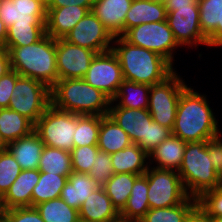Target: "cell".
<instances>
[{
  "label": "cell",
  "mask_w": 222,
  "mask_h": 222,
  "mask_svg": "<svg viewBox=\"0 0 222 222\" xmlns=\"http://www.w3.org/2000/svg\"><path fill=\"white\" fill-rule=\"evenodd\" d=\"M68 176L40 172V178L32 192V207L60 197Z\"/></svg>",
  "instance_id": "33"
},
{
  "label": "cell",
  "mask_w": 222,
  "mask_h": 222,
  "mask_svg": "<svg viewBox=\"0 0 222 222\" xmlns=\"http://www.w3.org/2000/svg\"><path fill=\"white\" fill-rule=\"evenodd\" d=\"M220 187H222V171L220 172Z\"/></svg>",
  "instance_id": "59"
},
{
  "label": "cell",
  "mask_w": 222,
  "mask_h": 222,
  "mask_svg": "<svg viewBox=\"0 0 222 222\" xmlns=\"http://www.w3.org/2000/svg\"><path fill=\"white\" fill-rule=\"evenodd\" d=\"M6 149V144L3 142L1 136H0V151Z\"/></svg>",
  "instance_id": "53"
},
{
  "label": "cell",
  "mask_w": 222,
  "mask_h": 222,
  "mask_svg": "<svg viewBox=\"0 0 222 222\" xmlns=\"http://www.w3.org/2000/svg\"><path fill=\"white\" fill-rule=\"evenodd\" d=\"M113 222H135V221H131V220H125V219H122V218H119Z\"/></svg>",
  "instance_id": "54"
},
{
  "label": "cell",
  "mask_w": 222,
  "mask_h": 222,
  "mask_svg": "<svg viewBox=\"0 0 222 222\" xmlns=\"http://www.w3.org/2000/svg\"><path fill=\"white\" fill-rule=\"evenodd\" d=\"M0 222H8V220L2 215L0 217Z\"/></svg>",
  "instance_id": "56"
},
{
  "label": "cell",
  "mask_w": 222,
  "mask_h": 222,
  "mask_svg": "<svg viewBox=\"0 0 222 222\" xmlns=\"http://www.w3.org/2000/svg\"><path fill=\"white\" fill-rule=\"evenodd\" d=\"M198 208L209 218H222V187L204 193L198 199Z\"/></svg>",
  "instance_id": "40"
},
{
  "label": "cell",
  "mask_w": 222,
  "mask_h": 222,
  "mask_svg": "<svg viewBox=\"0 0 222 222\" xmlns=\"http://www.w3.org/2000/svg\"><path fill=\"white\" fill-rule=\"evenodd\" d=\"M11 69L20 76L40 81L52 88L59 80L56 61V39L45 34L39 41L27 46H5Z\"/></svg>",
  "instance_id": "3"
},
{
  "label": "cell",
  "mask_w": 222,
  "mask_h": 222,
  "mask_svg": "<svg viewBox=\"0 0 222 222\" xmlns=\"http://www.w3.org/2000/svg\"><path fill=\"white\" fill-rule=\"evenodd\" d=\"M99 151L97 145L74 147L71 150L72 168L74 172L89 173Z\"/></svg>",
  "instance_id": "39"
},
{
  "label": "cell",
  "mask_w": 222,
  "mask_h": 222,
  "mask_svg": "<svg viewBox=\"0 0 222 222\" xmlns=\"http://www.w3.org/2000/svg\"><path fill=\"white\" fill-rule=\"evenodd\" d=\"M22 169L14 156L7 150L0 151V199L17 179Z\"/></svg>",
  "instance_id": "38"
},
{
  "label": "cell",
  "mask_w": 222,
  "mask_h": 222,
  "mask_svg": "<svg viewBox=\"0 0 222 222\" xmlns=\"http://www.w3.org/2000/svg\"><path fill=\"white\" fill-rule=\"evenodd\" d=\"M44 222H80L79 211L60 197L35 206Z\"/></svg>",
  "instance_id": "34"
},
{
  "label": "cell",
  "mask_w": 222,
  "mask_h": 222,
  "mask_svg": "<svg viewBox=\"0 0 222 222\" xmlns=\"http://www.w3.org/2000/svg\"><path fill=\"white\" fill-rule=\"evenodd\" d=\"M172 135V130L152 121L148 124L147 140H142L139 146L148 155L166 138Z\"/></svg>",
  "instance_id": "42"
},
{
  "label": "cell",
  "mask_w": 222,
  "mask_h": 222,
  "mask_svg": "<svg viewBox=\"0 0 222 222\" xmlns=\"http://www.w3.org/2000/svg\"><path fill=\"white\" fill-rule=\"evenodd\" d=\"M3 216L8 222H44L35 207H18L3 210Z\"/></svg>",
  "instance_id": "43"
},
{
  "label": "cell",
  "mask_w": 222,
  "mask_h": 222,
  "mask_svg": "<svg viewBox=\"0 0 222 222\" xmlns=\"http://www.w3.org/2000/svg\"><path fill=\"white\" fill-rule=\"evenodd\" d=\"M177 172L187 194L195 199L220 186V175L209 158L207 141L186 143L183 161Z\"/></svg>",
  "instance_id": "5"
},
{
  "label": "cell",
  "mask_w": 222,
  "mask_h": 222,
  "mask_svg": "<svg viewBox=\"0 0 222 222\" xmlns=\"http://www.w3.org/2000/svg\"><path fill=\"white\" fill-rule=\"evenodd\" d=\"M7 38V27L4 22L0 19V49L5 48Z\"/></svg>",
  "instance_id": "51"
},
{
  "label": "cell",
  "mask_w": 222,
  "mask_h": 222,
  "mask_svg": "<svg viewBox=\"0 0 222 222\" xmlns=\"http://www.w3.org/2000/svg\"><path fill=\"white\" fill-rule=\"evenodd\" d=\"M83 79L111 100L117 95L124 79L120 62L112 49L95 55Z\"/></svg>",
  "instance_id": "12"
},
{
  "label": "cell",
  "mask_w": 222,
  "mask_h": 222,
  "mask_svg": "<svg viewBox=\"0 0 222 222\" xmlns=\"http://www.w3.org/2000/svg\"><path fill=\"white\" fill-rule=\"evenodd\" d=\"M186 222H211V220L197 207L187 218Z\"/></svg>",
  "instance_id": "50"
},
{
  "label": "cell",
  "mask_w": 222,
  "mask_h": 222,
  "mask_svg": "<svg viewBox=\"0 0 222 222\" xmlns=\"http://www.w3.org/2000/svg\"><path fill=\"white\" fill-rule=\"evenodd\" d=\"M12 92L8 108L34 124L51 104L50 88L29 77L19 76Z\"/></svg>",
  "instance_id": "8"
},
{
  "label": "cell",
  "mask_w": 222,
  "mask_h": 222,
  "mask_svg": "<svg viewBox=\"0 0 222 222\" xmlns=\"http://www.w3.org/2000/svg\"><path fill=\"white\" fill-rule=\"evenodd\" d=\"M38 170L44 173L69 176L73 172L71 153L58 148L44 146Z\"/></svg>",
  "instance_id": "31"
},
{
  "label": "cell",
  "mask_w": 222,
  "mask_h": 222,
  "mask_svg": "<svg viewBox=\"0 0 222 222\" xmlns=\"http://www.w3.org/2000/svg\"><path fill=\"white\" fill-rule=\"evenodd\" d=\"M97 53L76 46L64 38L56 39V61L59 80L84 78Z\"/></svg>",
  "instance_id": "14"
},
{
  "label": "cell",
  "mask_w": 222,
  "mask_h": 222,
  "mask_svg": "<svg viewBox=\"0 0 222 222\" xmlns=\"http://www.w3.org/2000/svg\"><path fill=\"white\" fill-rule=\"evenodd\" d=\"M3 215V209H2V206H1V200H0V217Z\"/></svg>",
  "instance_id": "58"
},
{
  "label": "cell",
  "mask_w": 222,
  "mask_h": 222,
  "mask_svg": "<svg viewBox=\"0 0 222 222\" xmlns=\"http://www.w3.org/2000/svg\"><path fill=\"white\" fill-rule=\"evenodd\" d=\"M41 1L45 6L48 4L49 0H39Z\"/></svg>",
  "instance_id": "57"
},
{
  "label": "cell",
  "mask_w": 222,
  "mask_h": 222,
  "mask_svg": "<svg viewBox=\"0 0 222 222\" xmlns=\"http://www.w3.org/2000/svg\"><path fill=\"white\" fill-rule=\"evenodd\" d=\"M165 7L199 6L198 0H166Z\"/></svg>",
  "instance_id": "49"
},
{
  "label": "cell",
  "mask_w": 222,
  "mask_h": 222,
  "mask_svg": "<svg viewBox=\"0 0 222 222\" xmlns=\"http://www.w3.org/2000/svg\"><path fill=\"white\" fill-rule=\"evenodd\" d=\"M11 69V61L10 55L7 49H0V78L10 72Z\"/></svg>",
  "instance_id": "47"
},
{
  "label": "cell",
  "mask_w": 222,
  "mask_h": 222,
  "mask_svg": "<svg viewBox=\"0 0 222 222\" xmlns=\"http://www.w3.org/2000/svg\"><path fill=\"white\" fill-rule=\"evenodd\" d=\"M132 144L128 134L108 115L100 116L98 148L108 154L116 153Z\"/></svg>",
  "instance_id": "26"
},
{
  "label": "cell",
  "mask_w": 222,
  "mask_h": 222,
  "mask_svg": "<svg viewBox=\"0 0 222 222\" xmlns=\"http://www.w3.org/2000/svg\"><path fill=\"white\" fill-rule=\"evenodd\" d=\"M94 0H49L46 8H61L64 6H81L92 10Z\"/></svg>",
  "instance_id": "46"
},
{
  "label": "cell",
  "mask_w": 222,
  "mask_h": 222,
  "mask_svg": "<svg viewBox=\"0 0 222 222\" xmlns=\"http://www.w3.org/2000/svg\"><path fill=\"white\" fill-rule=\"evenodd\" d=\"M186 142L178 136L170 135L162 143H160L150 154L149 157L154 158L149 162V166L153 164V160L157 162V169H166L178 171L183 161V155Z\"/></svg>",
  "instance_id": "22"
},
{
  "label": "cell",
  "mask_w": 222,
  "mask_h": 222,
  "mask_svg": "<svg viewBox=\"0 0 222 222\" xmlns=\"http://www.w3.org/2000/svg\"><path fill=\"white\" fill-rule=\"evenodd\" d=\"M40 178L38 169L22 170L5 195L0 199L3 210L31 207L32 192Z\"/></svg>",
  "instance_id": "20"
},
{
  "label": "cell",
  "mask_w": 222,
  "mask_h": 222,
  "mask_svg": "<svg viewBox=\"0 0 222 222\" xmlns=\"http://www.w3.org/2000/svg\"><path fill=\"white\" fill-rule=\"evenodd\" d=\"M208 155L213 167L219 172L222 171V141L218 135L207 141Z\"/></svg>",
  "instance_id": "45"
},
{
  "label": "cell",
  "mask_w": 222,
  "mask_h": 222,
  "mask_svg": "<svg viewBox=\"0 0 222 222\" xmlns=\"http://www.w3.org/2000/svg\"><path fill=\"white\" fill-rule=\"evenodd\" d=\"M113 104L110 103L108 116L128 134L132 144L147 140L148 124L153 121L148 109L112 107Z\"/></svg>",
  "instance_id": "16"
},
{
  "label": "cell",
  "mask_w": 222,
  "mask_h": 222,
  "mask_svg": "<svg viewBox=\"0 0 222 222\" xmlns=\"http://www.w3.org/2000/svg\"><path fill=\"white\" fill-rule=\"evenodd\" d=\"M133 0H94L92 12L113 37L124 35L126 14Z\"/></svg>",
  "instance_id": "17"
},
{
  "label": "cell",
  "mask_w": 222,
  "mask_h": 222,
  "mask_svg": "<svg viewBox=\"0 0 222 222\" xmlns=\"http://www.w3.org/2000/svg\"><path fill=\"white\" fill-rule=\"evenodd\" d=\"M45 34V25L12 24L7 28L5 46H27L39 41Z\"/></svg>",
  "instance_id": "36"
},
{
  "label": "cell",
  "mask_w": 222,
  "mask_h": 222,
  "mask_svg": "<svg viewBox=\"0 0 222 222\" xmlns=\"http://www.w3.org/2000/svg\"><path fill=\"white\" fill-rule=\"evenodd\" d=\"M51 104L78 115H108L111 99L83 78L58 80L50 89Z\"/></svg>",
  "instance_id": "4"
},
{
  "label": "cell",
  "mask_w": 222,
  "mask_h": 222,
  "mask_svg": "<svg viewBox=\"0 0 222 222\" xmlns=\"http://www.w3.org/2000/svg\"><path fill=\"white\" fill-rule=\"evenodd\" d=\"M151 85L123 80L117 95L111 102L119 101L113 107H125L128 109H148L149 91Z\"/></svg>",
  "instance_id": "29"
},
{
  "label": "cell",
  "mask_w": 222,
  "mask_h": 222,
  "mask_svg": "<svg viewBox=\"0 0 222 222\" xmlns=\"http://www.w3.org/2000/svg\"><path fill=\"white\" fill-rule=\"evenodd\" d=\"M174 72L166 80L151 86L148 111L154 122L173 129L178 101L181 93L188 87L185 81Z\"/></svg>",
  "instance_id": "7"
},
{
  "label": "cell",
  "mask_w": 222,
  "mask_h": 222,
  "mask_svg": "<svg viewBox=\"0 0 222 222\" xmlns=\"http://www.w3.org/2000/svg\"><path fill=\"white\" fill-rule=\"evenodd\" d=\"M20 75L11 70L6 75L0 78V108H8L11 99V94L16 83L17 78Z\"/></svg>",
  "instance_id": "44"
},
{
  "label": "cell",
  "mask_w": 222,
  "mask_h": 222,
  "mask_svg": "<svg viewBox=\"0 0 222 222\" xmlns=\"http://www.w3.org/2000/svg\"><path fill=\"white\" fill-rule=\"evenodd\" d=\"M99 130L100 116L76 114L74 147L97 145Z\"/></svg>",
  "instance_id": "35"
},
{
  "label": "cell",
  "mask_w": 222,
  "mask_h": 222,
  "mask_svg": "<svg viewBox=\"0 0 222 222\" xmlns=\"http://www.w3.org/2000/svg\"><path fill=\"white\" fill-rule=\"evenodd\" d=\"M113 173H130L143 175L149 168V155L137 144H131L116 153L110 154ZM146 162V164H145Z\"/></svg>",
  "instance_id": "23"
},
{
  "label": "cell",
  "mask_w": 222,
  "mask_h": 222,
  "mask_svg": "<svg viewBox=\"0 0 222 222\" xmlns=\"http://www.w3.org/2000/svg\"><path fill=\"white\" fill-rule=\"evenodd\" d=\"M113 44H118L112 46V51L118 57L124 80L152 86L163 82L176 71L164 57L132 45L122 36L114 37Z\"/></svg>",
  "instance_id": "2"
},
{
  "label": "cell",
  "mask_w": 222,
  "mask_h": 222,
  "mask_svg": "<svg viewBox=\"0 0 222 222\" xmlns=\"http://www.w3.org/2000/svg\"><path fill=\"white\" fill-rule=\"evenodd\" d=\"M207 41L209 47H222V27H217V29L207 38Z\"/></svg>",
  "instance_id": "48"
},
{
  "label": "cell",
  "mask_w": 222,
  "mask_h": 222,
  "mask_svg": "<svg viewBox=\"0 0 222 222\" xmlns=\"http://www.w3.org/2000/svg\"><path fill=\"white\" fill-rule=\"evenodd\" d=\"M191 87H187L178 101L172 134L186 143L208 141L219 135L218 121L206 100Z\"/></svg>",
  "instance_id": "1"
},
{
  "label": "cell",
  "mask_w": 222,
  "mask_h": 222,
  "mask_svg": "<svg viewBox=\"0 0 222 222\" xmlns=\"http://www.w3.org/2000/svg\"><path fill=\"white\" fill-rule=\"evenodd\" d=\"M139 176L130 173L113 174L103 186L107 196L119 212L127 204L133 184Z\"/></svg>",
  "instance_id": "32"
},
{
  "label": "cell",
  "mask_w": 222,
  "mask_h": 222,
  "mask_svg": "<svg viewBox=\"0 0 222 222\" xmlns=\"http://www.w3.org/2000/svg\"><path fill=\"white\" fill-rule=\"evenodd\" d=\"M169 28L179 46L207 45L200 26L199 6L165 7Z\"/></svg>",
  "instance_id": "11"
},
{
  "label": "cell",
  "mask_w": 222,
  "mask_h": 222,
  "mask_svg": "<svg viewBox=\"0 0 222 222\" xmlns=\"http://www.w3.org/2000/svg\"><path fill=\"white\" fill-rule=\"evenodd\" d=\"M99 186L88 173L72 172L68 176V181L61 190L60 198L65 203L77 210L85 199Z\"/></svg>",
  "instance_id": "24"
},
{
  "label": "cell",
  "mask_w": 222,
  "mask_h": 222,
  "mask_svg": "<svg viewBox=\"0 0 222 222\" xmlns=\"http://www.w3.org/2000/svg\"><path fill=\"white\" fill-rule=\"evenodd\" d=\"M149 209L148 179L143 174L135 180L127 204L120 211V218L138 222Z\"/></svg>",
  "instance_id": "28"
},
{
  "label": "cell",
  "mask_w": 222,
  "mask_h": 222,
  "mask_svg": "<svg viewBox=\"0 0 222 222\" xmlns=\"http://www.w3.org/2000/svg\"><path fill=\"white\" fill-rule=\"evenodd\" d=\"M93 167L89 175L99 187H103L106 181L114 174L110 154L98 151Z\"/></svg>",
  "instance_id": "41"
},
{
  "label": "cell",
  "mask_w": 222,
  "mask_h": 222,
  "mask_svg": "<svg viewBox=\"0 0 222 222\" xmlns=\"http://www.w3.org/2000/svg\"><path fill=\"white\" fill-rule=\"evenodd\" d=\"M44 143L35 130L6 145L22 170L38 169Z\"/></svg>",
  "instance_id": "21"
},
{
  "label": "cell",
  "mask_w": 222,
  "mask_h": 222,
  "mask_svg": "<svg viewBox=\"0 0 222 222\" xmlns=\"http://www.w3.org/2000/svg\"><path fill=\"white\" fill-rule=\"evenodd\" d=\"M150 2H153V3H157V4H161V5H164L166 0H148Z\"/></svg>",
  "instance_id": "52"
},
{
  "label": "cell",
  "mask_w": 222,
  "mask_h": 222,
  "mask_svg": "<svg viewBox=\"0 0 222 222\" xmlns=\"http://www.w3.org/2000/svg\"><path fill=\"white\" fill-rule=\"evenodd\" d=\"M200 26L208 38L217 27H222V0H198Z\"/></svg>",
  "instance_id": "37"
},
{
  "label": "cell",
  "mask_w": 222,
  "mask_h": 222,
  "mask_svg": "<svg viewBox=\"0 0 222 222\" xmlns=\"http://www.w3.org/2000/svg\"><path fill=\"white\" fill-rule=\"evenodd\" d=\"M46 34L54 39L65 38L75 25L90 11L81 6L46 8Z\"/></svg>",
  "instance_id": "18"
},
{
  "label": "cell",
  "mask_w": 222,
  "mask_h": 222,
  "mask_svg": "<svg viewBox=\"0 0 222 222\" xmlns=\"http://www.w3.org/2000/svg\"><path fill=\"white\" fill-rule=\"evenodd\" d=\"M144 174L148 179L150 209L179 205L189 197L177 171L149 167Z\"/></svg>",
  "instance_id": "9"
},
{
  "label": "cell",
  "mask_w": 222,
  "mask_h": 222,
  "mask_svg": "<svg viewBox=\"0 0 222 222\" xmlns=\"http://www.w3.org/2000/svg\"><path fill=\"white\" fill-rule=\"evenodd\" d=\"M211 222H222V218H210Z\"/></svg>",
  "instance_id": "55"
},
{
  "label": "cell",
  "mask_w": 222,
  "mask_h": 222,
  "mask_svg": "<svg viewBox=\"0 0 222 222\" xmlns=\"http://www.w3.org/2000/svg\"><path fill=\"white\" fill-rule=\"evenodd\" d=\"M76 114L55 108L50 104L37 120L34 130L45 146L71 152L74 148Z\"/></svg>",
  "instance_id": "6"
},
{
  "label": "cell",
  "mask_w": 222,
  "mask_h": 222,
  "mask_svg": "<svg viewBox=\"0 0 222 222\" xmlns=\"http://www.w3.org/2000/svg\"><path fill=\"white\" fill-rule=\"evenodd\" d=\"M167 13L164 5L148 0H133L126 14L124 34L131 28L150 22H163Z\"/></svg>",
  "instance_id": "25"
},
{
  "label": "cell",
  "mask_w": 222,
  "mask_h": 222,
  "mask_svg": "<svg viewBox=\"0 0 222 222\" xmlns=\"http://www.w3.org/2000/svg\"><path fill=\"white\" fill-rule=\"evenodd\" d=\"M46 6L39 0H0V19L12 24H46Z\"/></svg>",
  "instance_id": "15"
},
{
  "label": "cell",
  "mask_w": 222,
  "mask_h": 222,
  "mask_svg": "<svg viewBox=\"0 0 222 222\" xmlns=\"http://www.w3.org/2000/svg\"><path fill=\"white\" fill-rule=\"evenodd\" d=\"M197 207L198 199L188 197L179 205L149 209L138 222H186Z\"/></svg>",
  "instance_id": "30"
},
{
  "label": "cell",
  "mask_w": 222,
  "mask_h": 222,
  "mask_svg": "<svg viewBox=\"0 0 222 222\" xmlns=\"http://www.w3.org/2000/svg\"><path fill=\"white\" fill-rule=\"evenodd\" d=\"M64 39L76 46L88 48L98 54L112 49L111 44L114 37L94 13L89 11Z\"/></svg>",
  "instance_id": "13"
},
{
  "label": "cell",
  "mask_w": 222,
  "mask_h": 222,
  "mask_svg": "<svg viewBox=\"0 0 222 222\" xmlns=\"http://www.w3.org/2000/svg\"><path fill=\"white\" fill-rule=\"evenodd\" d=\"M78 211L80 221L113 222L120 218V212L112 204L104 187L96 188Z\"/></svg>",
  "instance_id": "19"
},
{
  "label": "cell",
  "mask_w": 222,
  "mask_h": 222,
  "mask_svg": "<svg viewBox=\"0 0 222 222\" xmlns=\"http://www.w3.org/2000/svg\"><path fill=\"white\" fill-rule=\"evenodd\" d=\"M35 124L10 108H0V136L7 145L34 130Z\"/></svg>",
  "instance_id": "27"
},
{
  "label": "cell",
  "mask_w": 222,
  "mask_h": 222,
  "mask_svg": "<svg viewBox=\"0 0 222 222\" xmlns=\"http://www.w3.org/2000/svg\"><path fill=\"white\" fill-rule=\"evenodd\" d=\"M132 45L146 48L164 57L173 65V51L180 47L167 20L144 23L129 29L123 36Z\"/></svg>",
  "instance_id": "10"
}]
</instances>
